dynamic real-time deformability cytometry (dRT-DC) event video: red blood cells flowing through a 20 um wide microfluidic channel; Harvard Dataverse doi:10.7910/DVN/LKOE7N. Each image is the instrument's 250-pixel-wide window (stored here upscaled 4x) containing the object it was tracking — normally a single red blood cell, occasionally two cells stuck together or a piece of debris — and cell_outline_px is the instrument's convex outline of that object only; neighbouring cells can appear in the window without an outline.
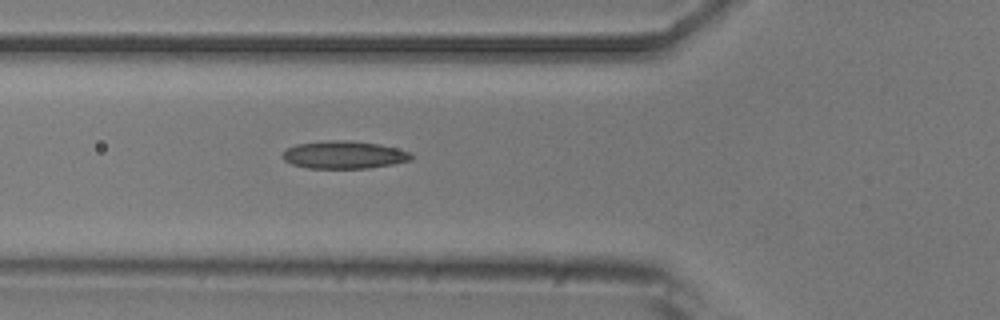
{"species": "common noctule bat (a hibernating species)", "species_latin": "Nyctalus noctula", "temperature_condition": "room temperature", "stored_images_in_passage": 6, "camera_frame_rate_fps": 3000, "um_per_image_px": 0.085, "animal": {"sex": "male", "body_mass_g": 20.5, "forearm_length_mm": 52.5}, "frame": {"image": 1, "passage_image": 6, "time_ms": 6.333, "image_size_px": [1000, 320], "cell_outline_px": [[412, 160], [392, 164], [368, 168], [308, 168], [292, 164], [284, 160], [280, 156], [288, 148], [296, 144], [328, 140], [348, 140], [380, 144], [396, 148], [408, 152], [412, 156]], "centroid_in_image_um": [29.21, 13.16], "position_along_channel_um": 96.6, "area_um2": 20.69}}